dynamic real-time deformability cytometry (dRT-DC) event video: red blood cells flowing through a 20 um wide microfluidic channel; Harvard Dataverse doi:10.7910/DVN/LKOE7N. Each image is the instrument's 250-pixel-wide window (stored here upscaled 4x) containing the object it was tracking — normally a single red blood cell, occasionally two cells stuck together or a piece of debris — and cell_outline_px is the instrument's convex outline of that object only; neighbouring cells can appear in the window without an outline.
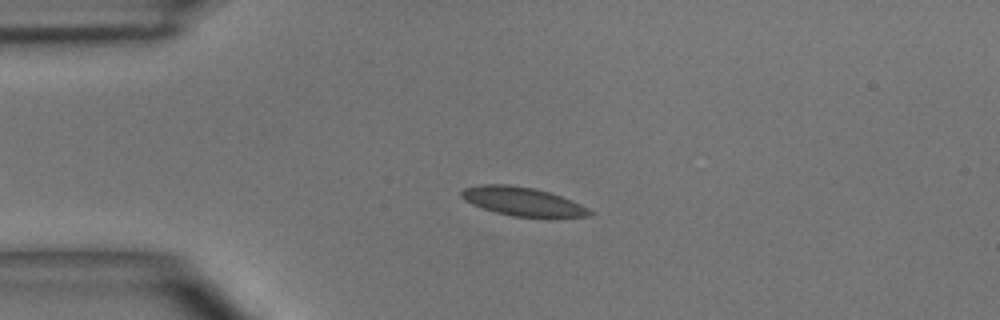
{"species": "common noctule bat (a hibernating species)", "species_latin": "Nyctalus noctula", "temperature_condition": "room temperature", "stored_images_in_passage": 49, "camera_frame_rate_fps": 3000, "um_per_image_px": 0.085, "animal": {"sex": "male", "body_mass_g": 15.6}, "frame": {"image": 1, "passage_image": 11, "time_ms": 3.333, "image_size_px": [1000, 320], "cell_outline_px": [[592, 212], [588, 216], [512, 216], [496, 212], [472, 204], [464, 200], [460, 196], [460, 192], [464, 188], [480, 184], [508, 184], [532, 188], [548, 192], [572, 200], [588, 208]], "centroid_in_image_um": [44.35, 17.1], "position_along_channel_um": 40.7, "area_um2": 20.92}}
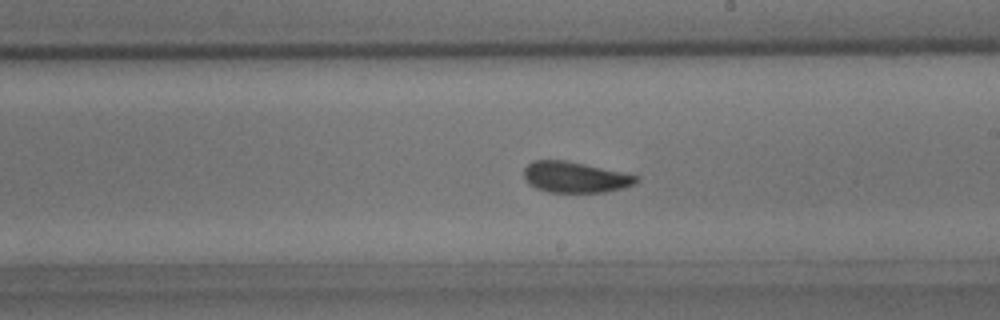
{"frame": {"image": 2, "passage_image": 28, "time_ms": 9.0, "image_size_px": [1000, 320], "cell_outline_px": [[640, 180], [636, 184], [624, 188], [604, 192], [548, 192], [536, 188], [528, 184], [524, 176], [524, 168], [532, 160], [564, 160], [584, 164], [640, 176]], "centroid_in_image_um": [48.89, 15.06], "position_along_channel_um": 240.1, "area_um2": 20.29}}
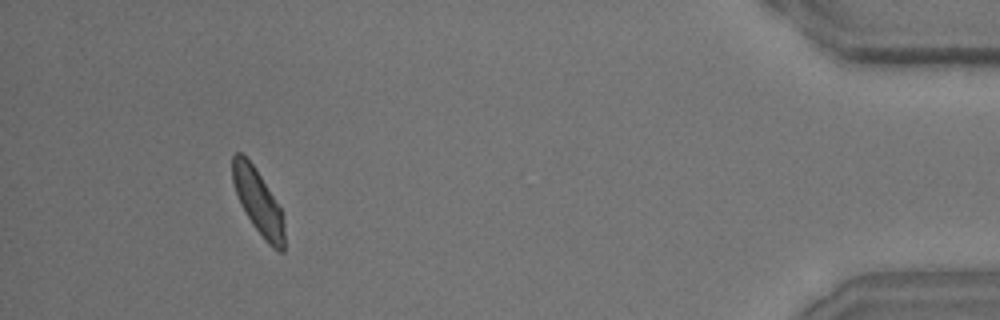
{"frame": {"image": 3, "passage_image": 46, "time_ms": 15.0, "image_size_px": [1000, 320], "cell_outline_px": [[284, 252], [280, 252], [272, 248], [264, 240], [252, 224], [240, 204], [232, 180], [232, 156], [236, 152], [240, 152], [252, 164], [260, 176], [280, 208], [284, 220]], "centroid_in_image_um": [21.94, 17.2], "position_along_channel_um": 413.3, "area_um2": 19.31}, "authors_computed_cell_mechanics": {"area_um2": 20.6924, "velocity_mm_per_s": 3.9454, "shape_relaxation_time_tau1_ms": 3.5029, "shape_relaxation_time_tau2_ms": 1.9279, "deformation_change_tau1": 0.0922, "deformation_change_tau2": 0.0686}}